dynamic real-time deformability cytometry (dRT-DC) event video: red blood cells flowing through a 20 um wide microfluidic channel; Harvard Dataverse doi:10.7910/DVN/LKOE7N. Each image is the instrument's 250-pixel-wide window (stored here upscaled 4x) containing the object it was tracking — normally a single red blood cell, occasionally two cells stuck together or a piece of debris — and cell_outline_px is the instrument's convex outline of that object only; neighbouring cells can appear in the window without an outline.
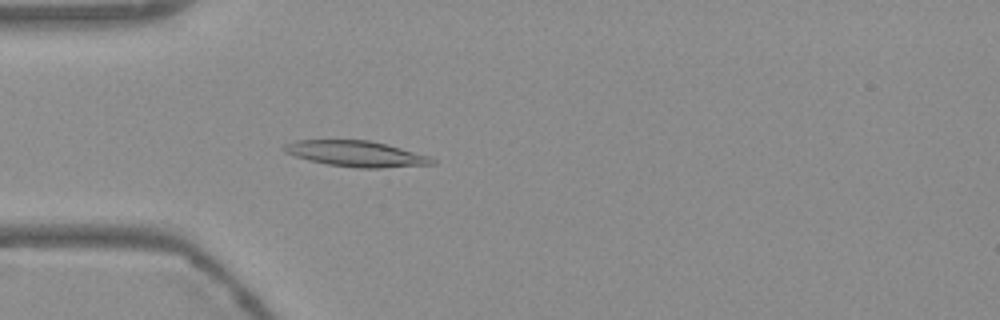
{"species": "Egyptian fruit bat (a non-hibernating species)", "species_latin": "Rousettus aegyptiacus", "temperature_condition": "warm", "stored_images_in_passage": 54, "camera_frame_rate_fps": 3000, "um_per_image_px": 0.085, "frame": {"image": 1, "passage_image": 16, "time_ms": 5.0, "image_size_px": [1000, 320], "cell_outline_px": [[436, 164], [380, 168], [356, 168], [328, 164], [308, 160], [284, 152], [280, 148], [284, 144], [296, 140], [368, 140], [400, 148], [428, 156], [436, 160]], "centroid_in_image_um": [30.23, 13.07], "position_along_channel_um": 54.8, "area_um2": 22.14}}
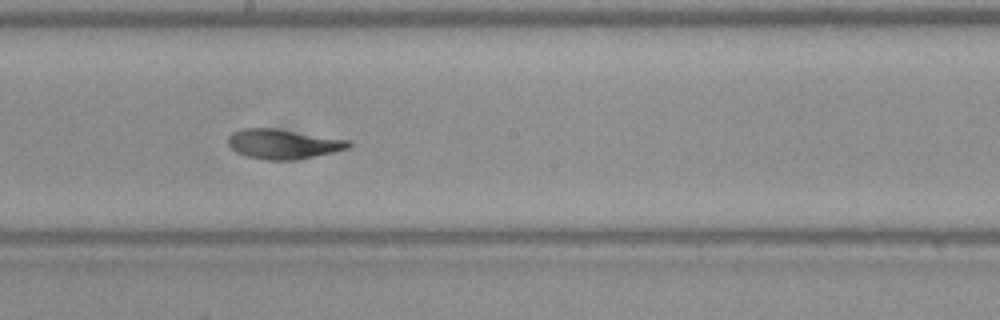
{"frame": {"image": 2, "passage_image": 30, "time_ms": 9.667, "image_size_px": [1000, 320], "cell_outline_px": [[352, 144], [348, 148], [332, 152], [292, 160], [268, 160], [244, 156], [236, 152], [228, 144], [228, 136], [232, 132], [244, 128], [272, 128], [352, 140]], "centroid_in_image_um": [24.05, 12.23], "position_along_channel_um": 224.2, "area_um2": 20.75}}
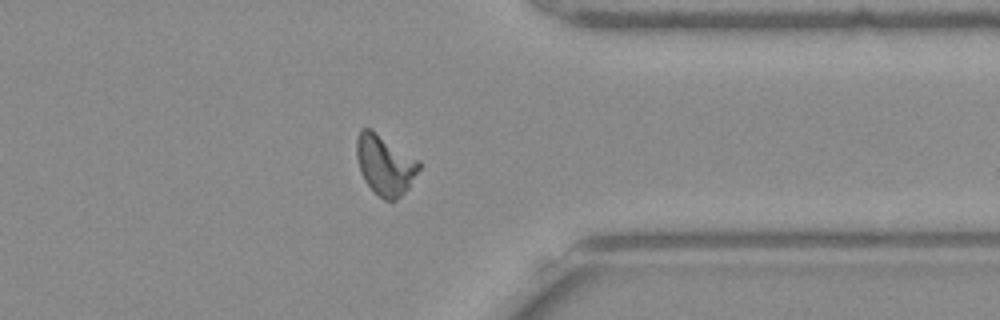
{"frame": {"image": 3, "passage_image": 43, "time_ms": 14.0, "image_size_px": [1000, 320], "cell_outline_px": [[420, 168], [408, 188], [396, 200], [384, 200], [364, 180], [360, 172], [356, 156], [356, 140], [360, 128], [372, 128], [420, 160]], "centroid_in_image_um": [32.71, 13.96], "position_along_channel_um": 378.7, "area_um2": 21.96}, "authors_computed_cell_mechanics": {"area_um2": 20.9525, "velocity_mm_per_s": 3.7459, "shape_relaxation_time_tau1_ms": 9.4578, "shape_relaxation_time_tau2_ms": 1.2786, "deformation_change_tau1": 0.2365, "deformation_change_tau2": 0.0768}}